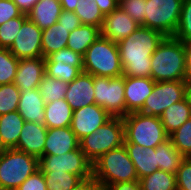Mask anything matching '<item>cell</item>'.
Listing matches in <instances>:
<instances>
[{"mask_svg": "<svg viewBox=\"0 0 191 190\" xmlns=\"http://www.w3.org/2000/svg\"><path fill=\"white\" fill-rule=\"evenodd\" d=\"M164 38L159 31L140 25L131 35L119 41L123 75L151 77V56Z\"/></svg>", "mask_w": 191, "mask_h": 190, "instance_id": "1", "label": "cell"}, {"mask_svg": "<svg viewBox=\"0 0 191 190\" xmlns=\"http://www.w3.org/2000/svg\"><path fill=\"white\" fill-rule=\"evenodd\" d=\"M186 44L165 37L151 56V78L155 82L185 81Z\"/></svg>", "mask_w": 191, "mask_h": 190, "instance_id": "2", "label": "cell"}, {"mask_svg": "<svg viewBox=\"0 0 191 190\" xmlns=\"http://www.w3.org/2000/svg\"><path fill=\"white\" fill-rule=\"evenodd\" d=\"M83 72L109 78L123 75L118 44L100 35L83 56Z\"/></svg>", "mask_w": 191, "mask_h": 190, "instance_id": "3", "label": "cell"}, {"mask_svg": "<svg viewBox=\"0 0 191 190\" xmlns=\"http://www.w3.org/2000/svg\"><path fill=\"white\" fill-rule=\"evenodd\" d=\"M92 165L93 175L102 190L109 184L139 180L124 144L104 153Z\"/></svg>", "mask_w": 191, "mask_h": 190, "instance_id": "4", "label": "cell"}, {"mask_svg": "<svg viewBox=\"0 0 191 190\" xmlns=\"http://www.w3.org/2000/svg\"><path fill=\"white\" fill-rule=\"evenodd\" d=\"M123 124L124 143L156 148L169 138L160 117L131 112L123 117Z\"/></svg>", "mask_w": 191, "mask_h": 190, "instance_id": "5", "label": "cell"}, {"mask_svg": "<svg viewBox=\"0 0 191 190\" xmlns=\"http://www.w3.org/2000/svg\"><path fill=\"white\" fill-rule=\"evenodd\" d=\"M39 159L23 151L6 149L0 154V190H16L39 170Z\"/></svg>", "mask_w": 191, "mask_h": 190, "instance_id": "6", "label": "cell"}, {"mask_svg": "<svg viewBox=\"0 0 191 190\" xmlns=\"http://www.w3.org/2000/svg\"><path fill=\"white\" fill-rule=\"evenodd\" d=\"M124 124L122 117H112L95 132L79 141V147L93 164L104 153L124 144Z\"/></svg>", "mask_w": 191, "mask_h": 190, "instance_id": "7", "label": "cell"}, {"mask_svg": "<svg viewBox=\"0 0 191 190\" xmlns=\"http://www.w3.org/2000/svg\"><path fill=\"white\" fill-rule=\"evenodd\" d=\"M183 0H145V20L141 24L173 37L180 20Z\"/></svg>", "mask_w": 191, "mask_h": 190, "instance_id": "8", "label": "cell"}, {"mask_svg": "<svg viewBox=\"0 0 191 190\" xmlns=\"http://www.w3.org/2000/svg\"><path fill=\"white\" fill-rule=\"evenodd\" d=\"M95 104L111 117L126 116L124 75L117 77L94 76Z\"/></svg>", "mask_w": 191, "mask_h": 190, "instance_id": "9", "label": "cell"}, {"mask_svg": "<svg viewBox=\"0 0 191 190\" xmlns=\"http://www.w3.org/2000/svg\"><path fill=\"white\" fill-rule=\"evenodd\" d=\"M186 96L185 81L155 82L152 93L138 112L160 117L164 110L185 99Z\"/></svg>", "mask_w": 191, "mask_h": 190, "instance_id": "10", "label": "cell"}, {"mask_svg": "<svg viewBox=\"0 0 191 190\" xmlns=\"http://www.w3.org/2000/svg\"><path fill=\"white\" fill-rule=\"evenodd\" d=\"M38 166L41 172L64 171L81 178H86L93 174V165L80 147L61 155H43L39 158Z\"/></svg>", "mask_w": 191, "mask_h": 190, "instance_id": "11", "label": "cell"}, {"mask_svg": "<svg viewBox=\"0 0 191 190\" xmlns=\"http://www.w3.org/2000/svg\"><path fill=\"white\" fill-rule=\"evenodd\" d=\"M46 75L67 83L83 72V56L63 48L45 58Z\"/></svg>", "mask_w": 191, "mask_h": 190, "instance_id": "12", "label": "cell"}, {"mask_svg": "<svg viewBox=\"0 0 191 190\" xmlns=\"http://www.w3.org/2000/svg\"><path fill=\"white\" fill-rule=\"evenodd\" d=\"M112 117L97 104H90L86 107L73 110L71 130L80 141L85 136L92 134Z\"/></svg>", "mask_w": 191, "mask_h": 190, "instance_id": "13", "label": "cell"}, {"mask_svg": "<svg viewBox=\"0 0 191 190\" xmlns=\"http://www.w3.org/2000/svg\"><path fill=\"white\" fill-rule=\"evenodd\" d=\"M42 30L30 19H27L16 35L9 51L18 59L43 57Z\"/></svg>", "mask_w": 191, "mask_h": 190, "instance_id": "14", "label": "cell"}, {"mask_svg": "<svg viewBox=\"0 0 191 190\" xmlns=\"http://www.w3.org/2000/svg\"><path fill=\"white\" fill-rule=\"evenodd\" d=\"M140 26L119 6L104 17L101 36L118 43L133 33Z\"/></svg>", "mask_w": 191, "mask_h": 190, "instance_id": "15", "label": "cell"}, {"mask_svg": "<svg viewBox=\"0 0 191 190\" xmlns=\"http://www.w3.org/2000/svg\"><path fill=\"white\" fill-rule=\"evenodd\" d=\"M45 74V58L19 59L13 83L19 88L20 92L28 89H36Z\"/></svg>", "mask_w": 191, "mask_h": 190, "instance_id": "16", "label": "cell"}, {"mask_svg": "<svg viewBox=\"0 0 191 190\" xmlns=\"http://www.w3.org/2000/svg\"><path fill=\"white\" fill-rule=\"evenodd\" d=\"M155 81L151 77L124 76L126 115L138 112L152 93Z\"/></svg>", "mask_w": 191, "mask_h": 190, "instance_id": "17", "label": "cell"}, {"mask_svg": "<svg viewBox=\"0 0 191 190\" xmlns=\"http://www.w3.org/2000/svg\"><path fill=\"white\" fill-rule=\"evenodd\" d=\"M93 82V75L82 72L72 82L68 83L65 100L73 110L95 104Z\"/></svg>", "mask_w": 191, "mask_h": 190, "instance_id": "18", "label": "cell"}, {"mask_svg": "<svg viewBox=\"0 0 191 190\" xmlns=\"http://www.w3.org/2000/svg\"><path fill=\"white\" fill-rule=\"evenodd\" d=\"M48 128L35 122H24L16 149L38 159L44 155Z\"/></svg>", "mask_w": 191, "mask_h": 190, "instance_id": "19", "label": "cell"}, {"mask_svg": "<svg viewBox=\"0 0 191 190\" xmlns=\"http://www.w3.org/2000/svg\"><path fill=\"white\" fill-rule=\"evenodd\" d=\"M45 102L36 89H28L21 92L17 111L27 122L45 126Z\"/></svg>", "mask_w": 191, "mask_h": 190, "instance_id": "20", "label": "cell"}, {"mask_svg": "<svg viewBox=\"0 0 191 190\" xmlns=\"http://www.w3.org/2000/svg\"><path fill=\"white\" fill-rule=\"evenodd\" d=\"M78 148L79 140L71 127L48 129L44 155H61Z\"/></svg>", "mask_w": 191, "mask_h": 190, "instance_id": "21", "label": "cell"}, {"mask_svg": "<svg viewBox=\"0 0 191 190\" xmlns=\"http://www.w3.org/2000/svg\"><path fill=\"white\" fill-rule=\"evenodd\" d=\"M128 155L133 162L138 179L152 174L159 170L156 148H144L143 146L134 143H124Z\"/></svg>", "mask_w": 191, "mask_h": 190, "instance_id": "22", "label": "cell"}, {"mask_svg": "<svg viewBox=\"0 0 191 190\" xmlns=\"http://www.w3.org/2000/svg\"><path fill=\"white\" fill-rule=\"evenodd\" d=\"M62 11L59 0H38L27 17L43 30L57 23Z\"/></svg>", "mask_w": 191, "mask_h": 190, "instance_id": "23", "label": "cell"}, {"mask_svg": "<svg viewBox=\"0 0 191 190\" xmlns=\"http://www.w3.org/2000/svg\"><path fill=\"white\" fill-rule=\"evenodd\" d=\"M24 122L18 111L0 116V138L5 149H16Z\"/></svg>", "mask_w": 191, "mask_h": 190, "instance_id": "24", "label": "cell"}, {"mask_svg": "<svg viewBox=\"0 0 191 190\" xmlns=\"http://www.w3.org/2000/svg\"><path fill=\"white\" fill-rule=\"evenodd\" d=\"M190 118L191 104L187 97L172 104L169 108L164 110L160 116V120L168 136L174 133Z\"/></svg>", "mask_w": 191, "mask_h": 190, "instance_id": "25", "label": "cell"}, {"mask_svg": "<svg viewBox=\"0 0 191 190\" xmlns=\"http://www.w3.org/2000/svg\"><path fill=\"white\" fill-rule=\"evenodd\" d=\"M73 109L65 99L45 104V126L50 128L70 127Z\"/></svg>", "mask_w": 191, "mask_h": 190, "instance_id": "26", "label": "cell"}, {"mask_svg": "<svg viewBox=\"0 0 191 190\" xmlns=\"http://www.w3.org/2000/svg\"><path fill=\"white\" fill-rule=\"evenodd\" d=\"M69 35L70 31L58 22L43 29L41 37L43 58L66 48Z\"/></svg>", "mask_w": 191, "mask_h": 190, "instance_id": "27", "label": "cell"}, {"mask_svg": "<svg viewBox=\"0 0 191 190\" xmlns=\"http://www.w3.org/2000/svg\"><path fill=\"white\" fill-rule=\"evenodd\" d=\"M101 35V30L92 25H81L70 32L67 48L84 56L90 45Z\"/></svg>", "mask_w": 191, "mask_h": 190, "instance_id": "28", "label": "cell"}, {"mask_svg": "<svg viewBox=\"0 0 191 190\" xmlns=\"http://www.w3.org/2000/svg\"><path fill=\"white\" fill-rule=\"evenodd\" d=\"M184 158L178 149L173 146L170 138L157 146V159L160 170L176 175Z\"/></svg>", "mask_w": 191, "mask_h": 190, "instance_id": "29", "label": "cell"}, {"mask_svg": "<svg viewBox=\"0 0 191 190\" xmlns=\"http://www.w3.org/2000/svg\"><path fill=\"white\" fill-rule=\"evenodd\" d=\"M74 12L80 18L82 25H92L101 30L105 16L96 0H76Z\"/></svg>", "mask_w": 191, "mask_h": 190, "instance_id": "30", "label": "cell"}, {"mask_svg": "<svg viewBox=\"0 0 191 190\" xmlns=\"http://www.w3.org/2000/svg\"><path fill=\"white\" fill-rule=\"evenodd\" d=\"M141 190H177L176 175L163 170L139 179Z\"/></svg>", "mask_w": 191, "mask_h": 190, "instance_id": "31", "label": "cell"}, {"mask_svg": "<svg viewBox=\"0 0 191 190\" xmlns=\"http://www.w3.org/2000/svg\"><path fill=\"white\" fill-rule=\"evenodd\" d=\"M68 83L44 75L39 83L38 90L45 103L65 99Z\"/></svg>", "mask_w": 191, "mask_h": 190, "instance_id": "32", "label": "cell"}, {"mask_svg": "<svg viewBox=\"0 0 191 190\" xmlns=\"http://www.w3.org/2000/svg\"><path fill=\"white\" fill-rule=\"evenodd\" d=\"M47 190H71L81 177L68 172H42Z\"/></svg>", "mask_w": 191, "mask_h": 190, "instance_id": "33", "label": "cell"}, {"mask_svg": "<svg viewBox=\"0 0 191 190\" xmlns=\"http://www.w3.org/2000/svg\"><path fill=\"white\" fill-rule=\"evenodd\" d=\"M19 59L7 48H0V85L13 83Z\"/></svg>", "mask_w": 191, "mask_h": 190, "instance_id": "34", "label": "cell"}, {"mask_svg": "<svg viewBox=\"0 0 191 190\" xmlns=\"http://www.w3.org/2000/svg\"><path fill=\"white\" fill-rule=\"evenodd\" d=\"M21 92L14 84L0 85V116L17 111Z\"/></svg>", "mask_w": 191, "mask_h": 190, "instance_id": "35", "label": "cell"}, {"mask_svg": "<svg viewBox=\"0 0 191 190\" xmlns=\"http://www.w3.org/2000/svg\"><path fill=\"white\" fill-rule=\"evenodd\" d=\"M28 19L27 14L10 19L0 25V48L9 49L15 41L16 35L20 31L22 24Z\"/></svg>", "mask_w": 191, "mask_h": 190, "instance_id": "36", "label": "cell"}, {"mask_svg": "<svg viewBox=\"0 0 191 190\" xmlns=\"http://www.w3.org/2000/svg\"><path fill=\"white\" fill-rule=\"evenodd\" d=\"M169 138L184 157H191V118L172 133Z\"/></svg>", "mask_w": 191, "mask_h": 190, "instance_id": "37", "label": "cell"}, {"mask_svg": "<svg viewBox=\"0 0 191 190\" xmlns=\"http://www.w3.org/2000/svg\"><path fill=\"white\" fill-rule=\"evenodd\" d=\"M173 37L186 45L191 44V0H183L178 29Z\"/></svg>", "mask_w": 191, "mask_h": 190, "instance_id": "38", "label": "cell"}, {"mask_svg": "<svg viewBox=\"0 0 191 190\" xmlns=\"http://www.w3.org/2000/svg\"><path fill=\"white\" fill-rule=\"evenodd\" d=\"M118 6L140 25L145 20V0H121Z\"/></svg>", "mask_w": 191, "mask_h": 190, "instance_id": "39", "label": "cell"}, {"mask_svg": "<svg viewBox=\"0 0 191 190\" xmlns=\"http://www.w3.org/2000/svg\"><path fill=\"white\" fill-rule=\"evenodd\" d=\"M177 190H191V157H185L176 173Z\"/></svg>", "mask_w": 191, "mask_h": 190, "instance_id": "40", "label": "cell"}, {"mask_svg": "<svg viewBox=\"0 0 191 190\" xmlns=\"http://www.w3.org/2000/svg\"><path fill=\"white\" fill-rule=\"evenodd\" d=\"M22 14V11L12 0H0V25Z\"/></svg>", "mask_w": 191, "mask_h": 190, "instance_id": "41", "label": "cell"}, {"mask_svg": "<svg viewBox=\"0 0 191 190\" xmlns=\"http://www.w3.org/2000/svg\"><path fill=\"white\" fill-rule=\"evenodd\" d=\"M45 178L40 170L29 176L16 190H47Z\"/></svg>", "mask_w": 191, "mask_h": 190, "instance_id": "42", "label": "cell"}, {"mask_svg": "<svg viewBox=\"0 0 191 190\" xmlns=\"http://www.w3.org/2000/svg\"><path fill=\"white\" fill-rule=\"evenodd\" d=\"M58 23L67 28L70 32L81 26L80 18L73 11H62Z\"/></svg>", "mask_w": 191, "mask_h": 190, "instance_id": "43", "label": "cell"}, {"mask_svg": "<svg viewBox=\"0 0 191 190\" xmlns=\"http://www.w3.org/2000/svg\"><path fill=\"white\" fill-rule=\"evenodd\" d=\"M71 190H102V188L92 174L89 177L81 178Z\"/></svg>", "mask_w": 191, "mask_h": 190, "instance_id": "44", "label": "cell"}, {"mask_svg": "<svg viewBox=\"0 0 191 190\" xmlns=\"http://www.w3.org/2000/svg\"><path fill=\"white\" fill-rule=\"evenodd\" d=\"M103 190H141L139 180L125 181L107 185Z\"/></svg>", "mask_w": 191, "mask_h": 190, "instance_id": "45", "label": "cell"}, {"mask_svg": "<svg viewBox=\"0 0 191 190\" xmlns=\"http://www.w3.org/2000/svg\"><path fill=\"white\" fill-rule=\"evenodd\" d=\"M96 2L104 16L115 10L119 3L117 0H96Z\"/></svg>", "mask_w": 191, "mask_h": 190, "instance_id": "46", "label": "cell"}, {"mask_svg": "<svg viewBox=\"0 0 191 190\" xmlns=\"http://www.w3.org/2000/svg\"><path fill=\"white\" fill-rule=\"evenodd\" d=\"M22 11L24 14H28V12L33 8L35 3L38 0H12Z\"/></svg>", "mask_w": 191, "mask_h": 190, "instance_id": "47", "label": "cell"}, {"mask_svg": "<svg viewBox=\"0 0 191 190\" xmlns=\"http://www.w3.org/2000/svg\"><path fill=\"white\" fill-rule=\"evenodd\" d=\"M185 82H191V44L186 45Z\"/></svg>", "mask_w": 191, "mask_h": 190, "instance_id": "48", "label": "cell"}, {"mask_svg": "<svg viewBox=\"0 0 191 190\" xmlns=\"http://www.w3.org/2000/svg\"><path fill=\"white\" fill-rule=\"evenodd\" d=\"M64 11H73L75 10V1L76 0H59Z\"/></svg>", "mask_w": 191, "mask_h": 190, "instance_id": "49", "label": "cell"}, {"mask_svg": "<svg viewBox=\"0 0 191 190\" xmlns=\"http://www.w3.org/2000/svg\"><path fill=\"white\" fill-rule=\"evenodd\" d=\"M186 97L189 100V103L191 104V82H186Z\"/></svg>", "mask_w": 191, "mask_h": 190, "instance_id": "50", "label": "cell"}, {"mask_svg": "<svg viewBox=\"0 0 191 190\" xmlns=\"http://www.w3.org/2000/svg\"><path fill=\"white\" fill-rule=\"evenodd\" d=\"M6 149L4 148V146H3V143H2V140H1V138H0V154L3 152V151H5Z\"/></svg>", "mask_w": 191, "mask_h": 190, "instance_id": "51", "label": "cell"}]
</instances>
